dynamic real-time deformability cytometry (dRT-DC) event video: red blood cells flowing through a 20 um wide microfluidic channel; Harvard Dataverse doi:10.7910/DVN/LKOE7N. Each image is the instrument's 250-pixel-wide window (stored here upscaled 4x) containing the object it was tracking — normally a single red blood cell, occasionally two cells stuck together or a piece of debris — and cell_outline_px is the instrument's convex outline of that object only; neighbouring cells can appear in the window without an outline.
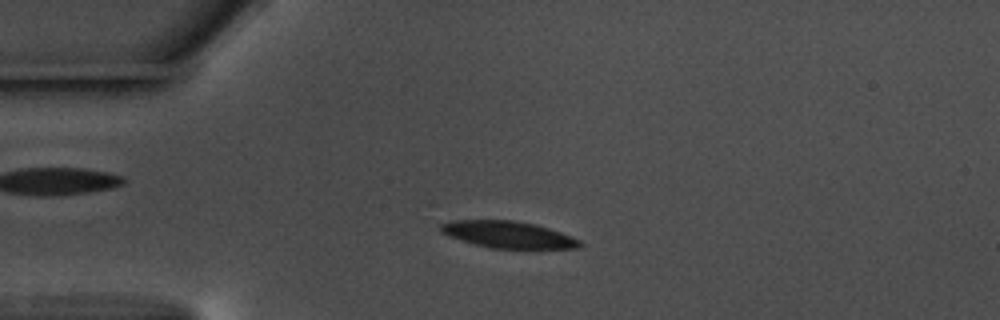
{"species": "common noctule bat (a hibernating species)", "species_latin": "Nyctalus noctula", "temperature_condition": "warm", "stored_images_in_passage": 57, "camera_frame_rate_fps": 3000, "um_per_image_px": 0.085, "animal": {"sex": "male", "body_mass_g": 17.5, "forearm_length_mm": 52.3}, "frame": {"image": 1, "passage_image": 14, "time_ms": 4.333, "image_size_px": [1000, 320], "cell_outline_px": [[584, 244], [576, 248], [492, 248], [460, 240], [440, 232], [440, 224], [452, 220], [512, 220], [536, 224], [560, 232], [580, 240]], "centroid_in_image_um": [43.17, 19.93], "position_along_channel_um": 41.8, "area_um2": 21.5}}
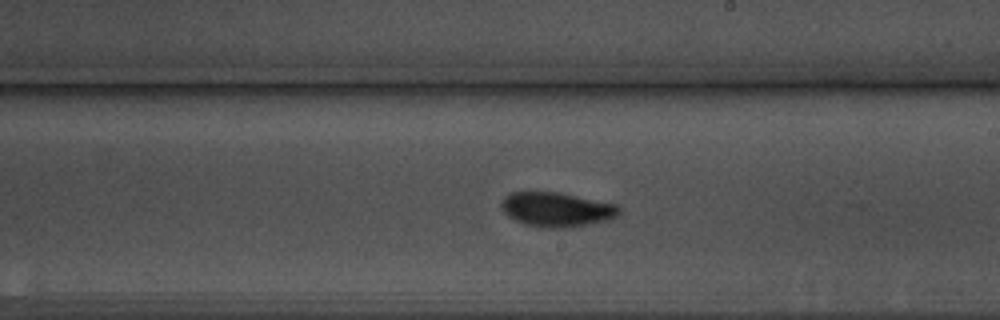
{"frame": {"image": 2, "passage_image": 33, "time_ms": 10.667, "image_size_px": [1000, 320], "cell_outline_px": [[620, 212], [616, 216], [604, 220], [588, 224], [564, 228], [548, 228], [524, 224], [508, 216], [504, 212], [500, 204], [504, 196], [512, 192], [560, 192], [616, 204], [620, 208]], "centroid_in_image_um": [47.28, 17.79], "position_along_channel_um": 241.7, "area_um2": 23.47}}
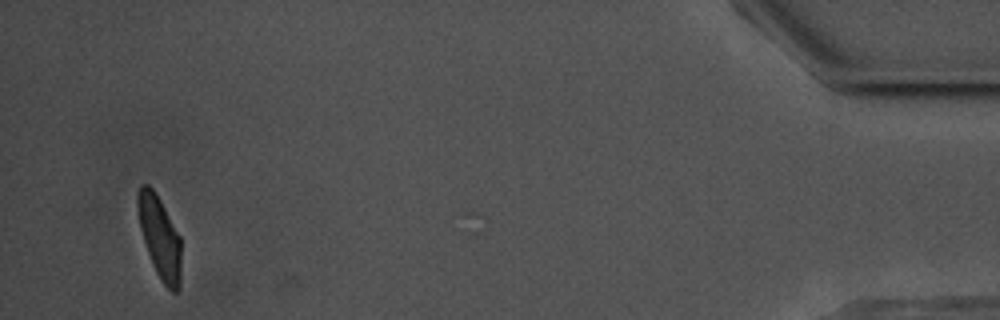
{"frame": {"image": 3, "passage_image": 55, "time_ms": 18.0, "image_size_px": [1000, 320], "cell_outline_px": [[180, 288], [176, 292], [172, 292], [160, 280], [152, 264], [140, 228], [136, 204], [136, 196], [140, 184], [148, 184], [152, 188], [160, 200], [180, 236]], "centroid_in_image_um": [13.56, 20.15], "position_along_channel_um": 421.6, "area_um2": 20.69}, "authors_computed_cell_mechanics": {"area_um2": 22.0796, "velocity_mm_per_s": 3.5594, "shape_relaxation_time_tau1_ms": 3.4512, "shape_relaxation_time_tau2_ms": 1.7584, "deformation_change_tau1": 0.1431, "deformation_change_tau2": 0.0614}}